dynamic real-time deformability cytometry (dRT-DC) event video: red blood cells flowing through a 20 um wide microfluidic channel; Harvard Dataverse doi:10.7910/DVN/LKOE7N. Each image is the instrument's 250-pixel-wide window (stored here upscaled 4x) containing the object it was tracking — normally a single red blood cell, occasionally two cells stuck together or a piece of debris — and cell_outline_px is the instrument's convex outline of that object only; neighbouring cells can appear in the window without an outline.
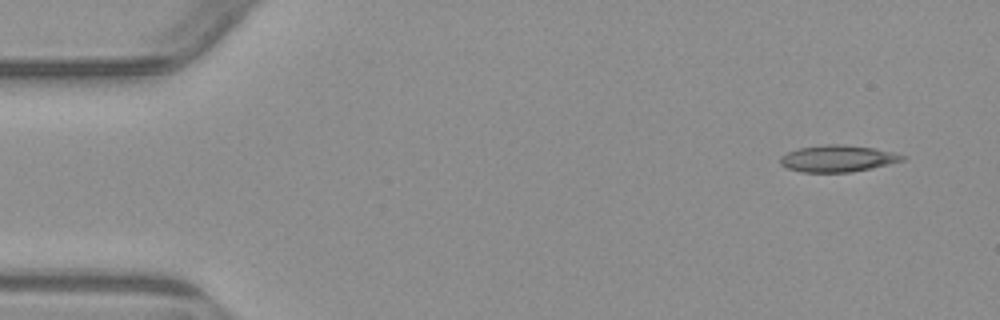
{"species": "common noctule bat (a hibernating species)", "species_latin": "Nyctalus noctula", "temperature_condition": "warm", "stored_images_in_passage": 4, "camera_frame_rate_fps": 3000, "um_per_image_px": 0.085, "animal": {"sex": "male", "body_mass_g": 23.1, "forearm_length_mm": 52.7}, "frame": {"image": 1, "passage_image": 1, "time_ms": 0.0, "image_size_px": [1000, 320], "cell_outline_px": [[908, 156], [904, 160], [872, 168], [852, 172], [800, 172], [788, 168], [780, 164], [780, 156], [788, 152], [800, 148], [828, 144], [844, 144], [872, 148], [892, 152]], "centroid_in_image_um": [71.2, 13.48], "position_along_channel_um": 13.8, "area_um2": 18.9}}
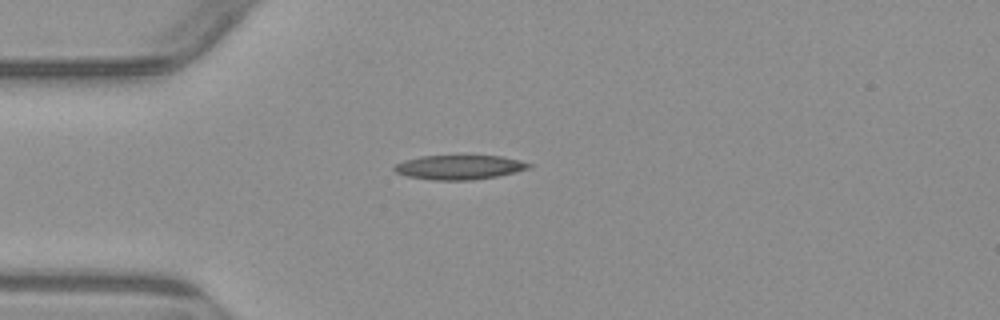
{"frame": {"image": 2, "passage_image": 3, "time_ms": 3.333, "image_size_px": [1000, 320], "cell_outline_px": [[532, 168], [496, 176], [472, 180], [432, 180], [408, 176], [396, 172], [392, 168], [396, 164], [404, 160], [420, 156], [500, 156], [520, 160], [532, 164]], "centroid_in_image_um": [39.04, 14.21], "position_along_channel_um": 46.0, "area_um2": 19.02}}